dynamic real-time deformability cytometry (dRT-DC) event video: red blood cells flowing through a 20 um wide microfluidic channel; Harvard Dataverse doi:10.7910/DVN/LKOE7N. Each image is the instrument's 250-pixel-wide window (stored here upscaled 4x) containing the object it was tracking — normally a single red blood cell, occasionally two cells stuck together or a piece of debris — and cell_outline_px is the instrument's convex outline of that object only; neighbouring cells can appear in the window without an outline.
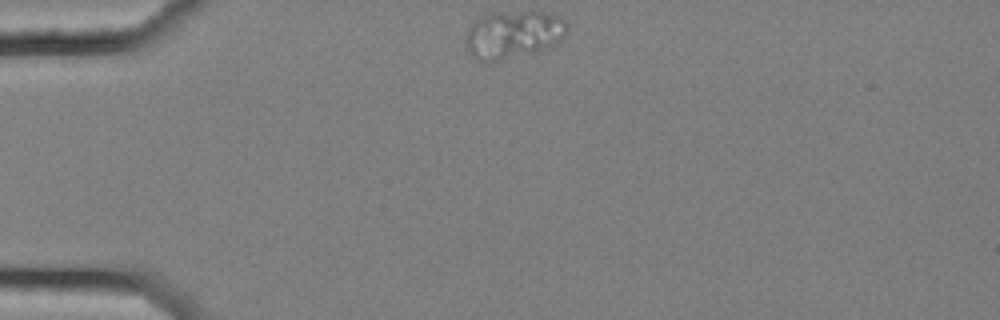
{"species": "common noctule bat (a hibernating species)", "species_latin": "Nyctalus noctula", "temperature_condition": "cold", "stored_images_in_passage": 35, "camera_frame_rate_fps": 3000, "um_per_image_px": 0.085, "animal": {"sex": "female", "body_mass_g": 25.1}, "frame": {"image": 1, "passage_image": 1, "time_ms": 0.0, "image_size_px": [1000, 320], "cell_outline_px": [[568, 28], [564, 36], [556, 44], [536, 52], [492, 64], [488, 64], [472, 56], [464, 40], [468, 28], [480, 16], [492, 12], [544, 12], [560, 16], [568, 24]], "centroid_in_image_um": [43.62, 2.96], "position_along_channel_um": 41.4, "area_um2": 28.78}}
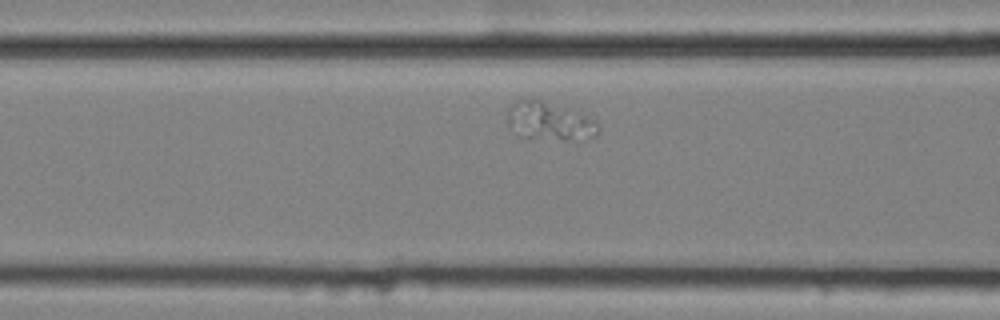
{"frame": {"image": 2, "passage_image": 11, "time_ms": 3.333, "image_size_px": [1000, 320], "cell_outline_px": [[600, 132], [596, 136], [564, 140], [528, 140], [512, 132], [508, 128], [508, 108], [516, 100], [540, 100], [596, 120], [600, 128]], "centroid_in_image_um": [46.64, 10.37], "position_along_channel_um": 120.0, "area_um2": 20.23}}
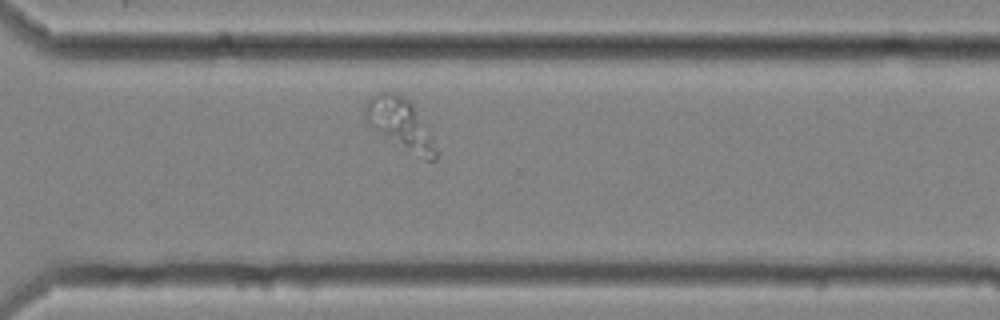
{"frame": {"image": 3, "passage_image": 30, "time_ms": 9.667, "image_size_px": [1000, 320], "cell_outline_px": [[436, 160], [428, 160], [376, 128], [364, 116], [364, 108], [368, 100], [372, 96], [380, 92], [392, 92], [408, 100], [412, 104], [432, 136], [436, 152]], "centroid_in_image_um": [34.03, 10.44], "position_along_channel_um": 336.6, "area_um2": 19.13}}